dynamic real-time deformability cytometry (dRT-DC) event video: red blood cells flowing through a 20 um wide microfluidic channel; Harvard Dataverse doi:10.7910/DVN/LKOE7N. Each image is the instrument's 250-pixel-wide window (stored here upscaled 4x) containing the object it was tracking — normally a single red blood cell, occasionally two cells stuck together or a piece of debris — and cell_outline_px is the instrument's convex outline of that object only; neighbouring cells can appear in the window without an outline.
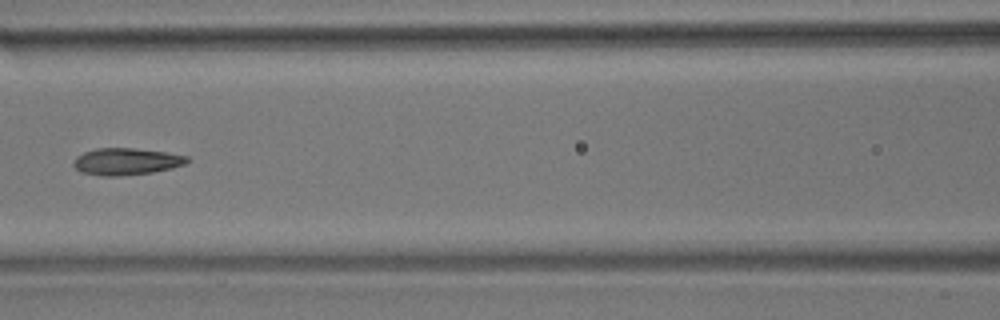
{"species": "common noctule bat (a hibernating species)", "species_latin": "Nyctalus noctula", "temperature_condition": "room temperature", "stored_images_in_passage": 9, "camera_frame_rate_fps": 3000, "um_per_image_px": 0.085, "animal": {"sex": "male", "body_mass_g": 17.9}, "frame": {"image": 1, "passage_image": 6, "time_ms": 6.0, "image_size_px": [1000, 320], "cell_outline_px": [[192, 160], [184, 164], [172, 168], [152, 172], [120, 176], [100, 176], [80, 172], [72, 164], [76, 156], [84, 152], [96, 148], [132, 148], [164, 152], [188, 156]], "centroid_in_image_um": [10.72, 13.73], "position_along_channel_um": 155.9, "area_um2": 17.86}}
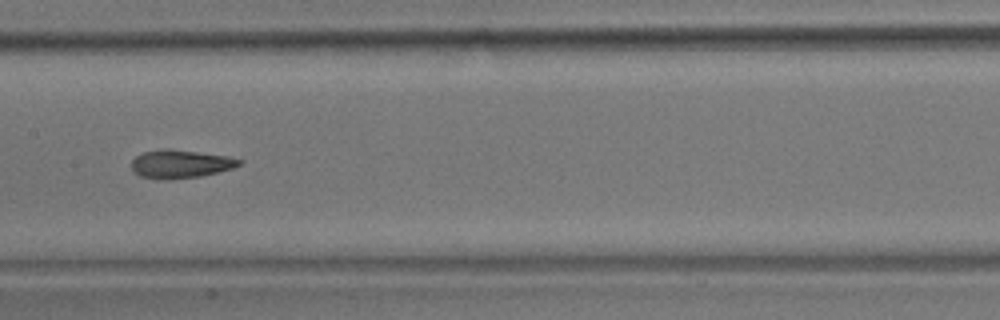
{"frame": {"image": 2, "passage_image": 7, "time_ms": 7.0, "image_size_px": [1000, 320], "cell_outline_px": [[244, 160], [240, 164], [232, 168], [200, 176], [172, 180], [140, 176], [132, 172], [132, 160], [136, 156], [144, 152], [164, 148], [168, 148], [228, 156]], "centroid_in_image_um": [15.32, 13.93], "position_along_channel_um": 192.1, "area_um2": 17.69}}